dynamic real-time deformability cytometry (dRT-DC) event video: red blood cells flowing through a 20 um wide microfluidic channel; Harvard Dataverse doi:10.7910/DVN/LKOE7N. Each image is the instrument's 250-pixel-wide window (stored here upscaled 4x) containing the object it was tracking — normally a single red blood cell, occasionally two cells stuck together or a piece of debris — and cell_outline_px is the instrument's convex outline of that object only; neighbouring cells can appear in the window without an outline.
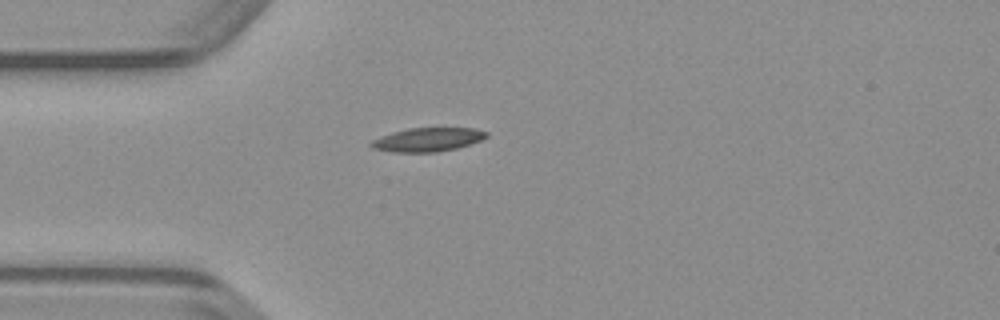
{"species": "common noctule bat (a hibernating species)", "species_latin": "Nyctalus noctula", "temperature_condition": "warm", "stored_images_in_passage": 37, "camera_frame_rate_fps": 3000, "um_per_image_px": 0.085, "animal": {"sex": "male", "body_mass_g": 23.1, "forearm_length_mm": 52.7}, "frame": {"image": 1, "passage_image": 1, "time_ms": 0.0, "image_size_px": [1000, 320], "cell_outline_px": [[488, 136], [480, 140], [456, 148], [436, 152], [392, 152], [372, 148], [368, 144], [372, 140], [380, 136], [392, 132], [408, 128], [476, 128], [488, 132]], "centroid_in_image_um": [36.31, 11.86], "position_along_channel_um": 48.7, "area_um2": 15.95}}
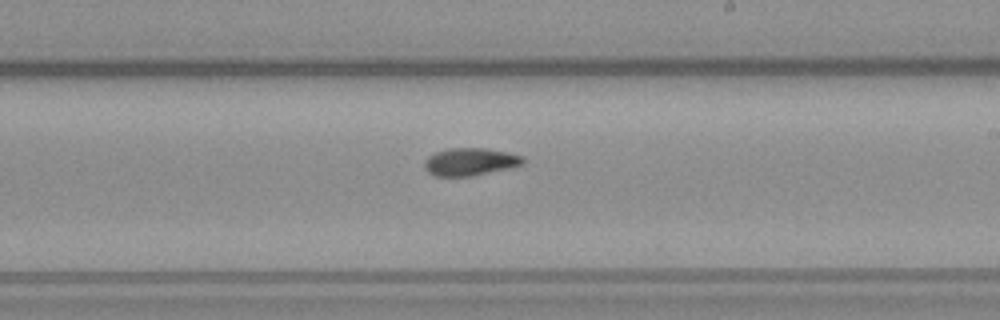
{"frame": {"image": 2, "passage_image": 16, "time_ms": 5.0, "image_size_px": [1000, 320], "cell_outline_px": [[524, 164], [512, 168], [472, 176], [432, 176], [424, 168], [424, 160], [428, 156], [436, 152], [448, 148], [488, 148], [508, 152], [524, 156]], "centroid_in_image_um": [39.98, 13.75], "position_along_channel_um": 249.0, "area_um2": 16.18}}
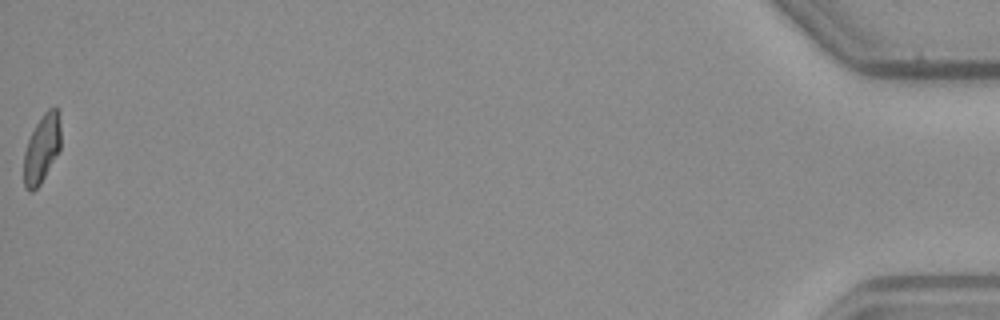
{"frame": {"image": 3, "passage_image": 37, "time_ms": 12.0, "image_size_px": [1000, 320], "cell_outline_px": [[60, 148], [40, 184], [32, 192], [28, 192], [24, 188], [24, 152], [28, 140], [36, 124], [44, 112], [48, 108], [56, 104], [60, 112]], "centroid_in_image_um": [3.56, 12.59], "position_along_channel_um": 431.6, "area_um2": 14.8}}